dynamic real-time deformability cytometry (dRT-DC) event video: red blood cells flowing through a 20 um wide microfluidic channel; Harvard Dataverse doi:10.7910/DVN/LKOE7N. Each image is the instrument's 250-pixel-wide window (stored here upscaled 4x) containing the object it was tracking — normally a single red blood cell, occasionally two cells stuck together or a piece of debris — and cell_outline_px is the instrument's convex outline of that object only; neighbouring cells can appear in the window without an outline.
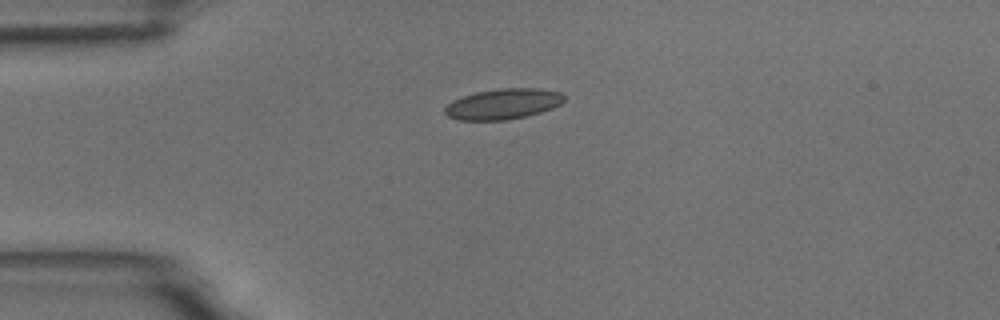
{"species": "common noctule bat (a hibernating species)", "species_latin": "Nyctalus noctula", "temperature_condition": "room temperature", "stored_images_in_passage": 2, "camera_frame_rate_fps": 3000, "um_per_image_px": 0.085, "animal": {"sex": "male", "body_mass_g": 18.8}, "frame": {"image": 1, "passage_image": 2, "time_ms": 2.0, "image_size_px": [1000, 320], "cell_outline_px": [[564, 100], [560, 104], [552, 108], [540, 112], [524, 116], [504, 120], [456, 120], [448, 116], [444, 112], [444, 108], [452, 100], [476, 92], [500, 88], [540, 88], [560, 92], [564, 96]], "centroid_in_image_um": [42.74, 8.83], "position_along_channel_um": 42.3, "area_um2": 21.15}}